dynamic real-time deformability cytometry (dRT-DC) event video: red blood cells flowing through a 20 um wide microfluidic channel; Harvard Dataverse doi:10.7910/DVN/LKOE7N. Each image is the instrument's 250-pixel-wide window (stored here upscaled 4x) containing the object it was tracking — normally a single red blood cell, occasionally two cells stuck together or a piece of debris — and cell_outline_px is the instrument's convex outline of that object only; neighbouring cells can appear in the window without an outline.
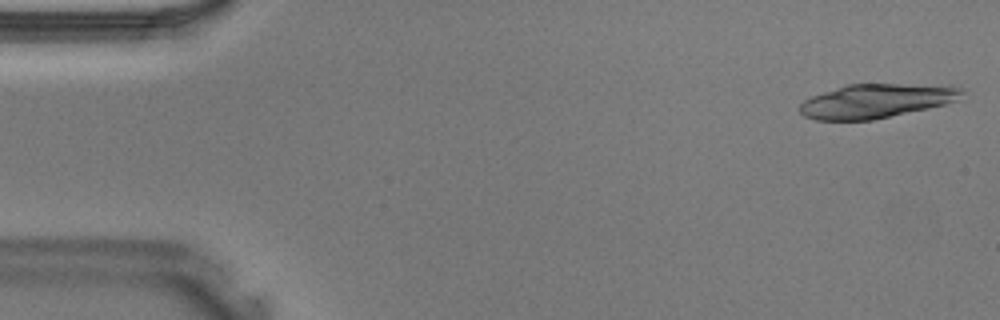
{"species": "Egyptian fruit bat (a non-hibernating species)", "species_latin": "Rousettus aegyptiacus", "temperature_condition": "warm", "stored_images_in_passage": 11, "camera_frame_rate_fps": 3000, "um_per_image_px": 0.085, "animal": {"sex": "male"}, "frame": {"image": 1, "passage_image": 1, "time_ms": 0.0, "image_size_px": [1000, 320], "cell_outline_px": [[964, 92], [960, 100], [928, 108], [872, 120], [816, 120], [804, 116], [800, 112], [800, 104], [804, 100], [812, 96], [848, 84], [952, 84], [964, 88]], "centroid_in_image_um": [74.57, 8.56], "position_along_channel_um": 10.4, "area_um2": 32.43}}